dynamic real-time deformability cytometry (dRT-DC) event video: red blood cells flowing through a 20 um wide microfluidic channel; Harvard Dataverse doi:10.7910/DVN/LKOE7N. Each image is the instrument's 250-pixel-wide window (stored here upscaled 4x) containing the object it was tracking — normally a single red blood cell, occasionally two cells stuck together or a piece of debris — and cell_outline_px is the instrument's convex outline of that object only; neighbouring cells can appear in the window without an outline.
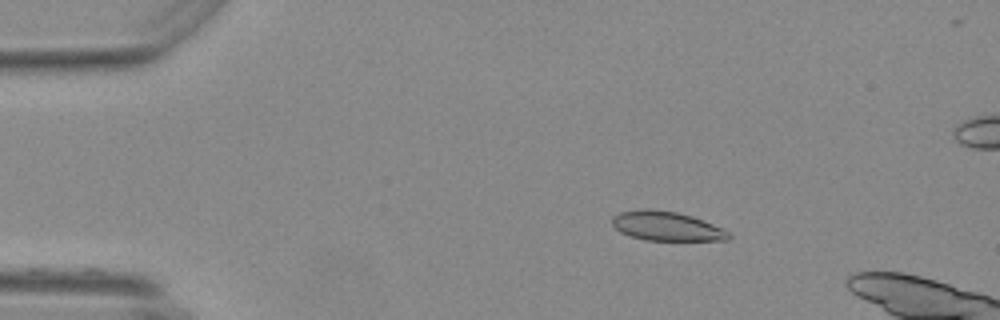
{"species": "Egyptian fruit bat (a non-hibernating species)", "species_latin": "Rousettus aegyptiacus", "temperature_condition": "warm", "stored_images_in_passage": 8, "camera_frame_rate_fps": 3000, "um_per_image_px": 0.085, "animal": {"sex": "female"}, "frame": {"image": 1, "passage_image": 1, "time_ms": 0.0, "image_size_px": [1000, 320], "cell_outline_px": [[732, 236], [728, 240], [648, 240], [632, 236], [620, 232], [612, 224], [612, 216], [620, 212], [644, 208], [652, 208], [676, 212], [692, 216], [724, 228]], "centroid_in_image_um": [56.66, 19.21], "position_along_channel_um": 28.3, "area_um2": 19.88}}